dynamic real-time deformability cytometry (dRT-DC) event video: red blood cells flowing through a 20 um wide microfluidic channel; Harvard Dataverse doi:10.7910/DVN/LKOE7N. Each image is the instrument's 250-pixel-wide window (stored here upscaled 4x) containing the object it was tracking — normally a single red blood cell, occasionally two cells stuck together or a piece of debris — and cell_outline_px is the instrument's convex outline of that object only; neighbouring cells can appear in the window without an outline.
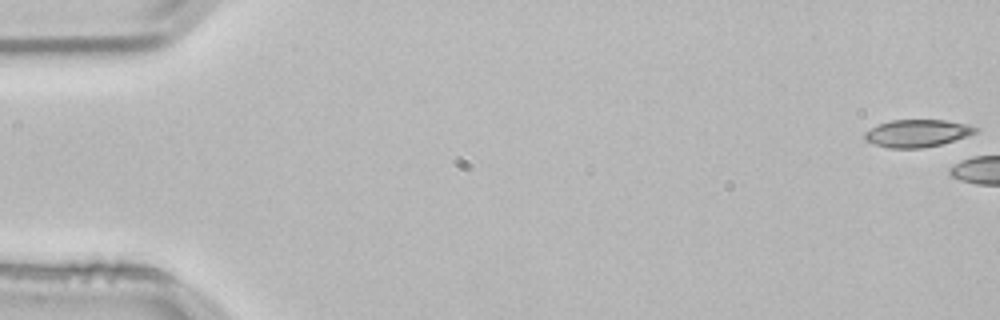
{"species": "common noctule bat (a hibernating species)", "species_latin": "Nyctalus noctula", "temperature_condition": "room temperature", "stored_images_in_passage": 4, "segment_of_instrument_passage": [2, 2], "camera_frame_rate_fps": 3000, "um_per_image_px": 0.085, "animal": {"sex": "male", "body_mass_g": 21.5, "forearm_length_mm": 52.0}, "frame": {"image": 1, "passage_image": 4, "time_ms": 1.0, "image_size_px": [1000, 320], "cell_outline_px": [[980, 128], [976, 132], [968, 136], [940, 144], [920, 148], [888, 148], [864, 140], [864, 132], [876, 124], [892, 120], [944, 120], [968, 124]], "centroid_in_image_um": [77.95, 11.31], "position_along_channel_um": 7.1, "area_um2": 17.74}}